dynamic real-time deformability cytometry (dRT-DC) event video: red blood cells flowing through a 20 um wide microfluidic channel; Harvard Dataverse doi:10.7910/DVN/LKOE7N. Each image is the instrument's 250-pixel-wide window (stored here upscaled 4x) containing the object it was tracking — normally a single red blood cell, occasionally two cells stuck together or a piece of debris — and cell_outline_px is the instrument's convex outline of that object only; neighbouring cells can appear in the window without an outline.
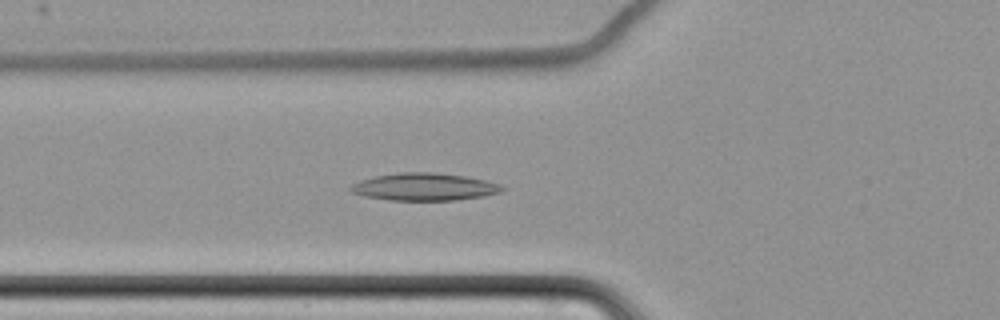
{"species": "common noctule bat (a hibernating species)", "species_latin": "Nyctalus noctula", "temperature_condition": "cold", "stored_images_in_passage": 64, "camera_frame_rate_fps": 3000, "um_per_image_px": 0.085, "animal": {"sex": "female", "body_mass_g": 22.7, "forearm_length_mm": 54.2}, "frame": {"image": 1, "passage_image": 27, "time_ms": 8.667, "image_size_px": [1000, 320], "cell_outline_px": [[508, 188], [500, 192], [484, 196], [456, 200], [388, 200], [364, 196], [348, 192], [348, 188], [352, 184], [360, 180], [376, 176], [400, 172], [432, 172], [464, 176], [488, 180], [500, 184]], "centroid_in_image_um": [36.07, 15.88], "position_along_channel_um": 89.7, "area_um2": 24.45}}
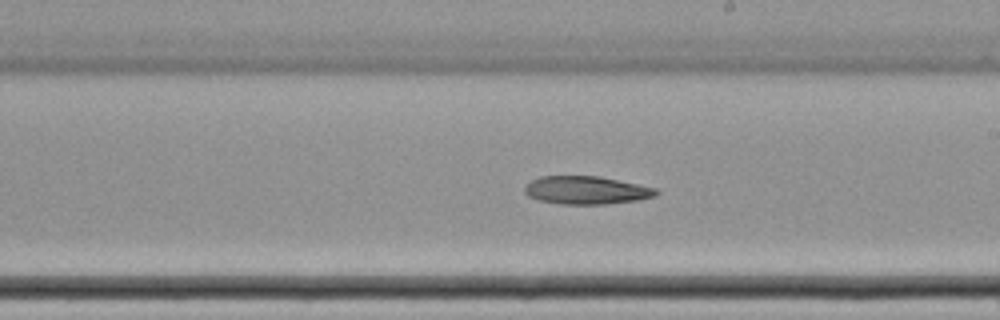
{"frame": {"image": 2, "passage_image": 40, "time_ms": 13.0, "image_size_px": [1000, 320], "cell_outline_px": [[660, 192], [656, 196], [636, 200], [604, 204], [560, 204], [536, 200], [528, 196], [524, 192], [524, 188], [532, 180], [540, 176], [600, 176], [656, 188]], "centroid_in_image_um": [49.82, 16.17], "position_along_channel_um": 239.2, "area_um2": 21.5}}
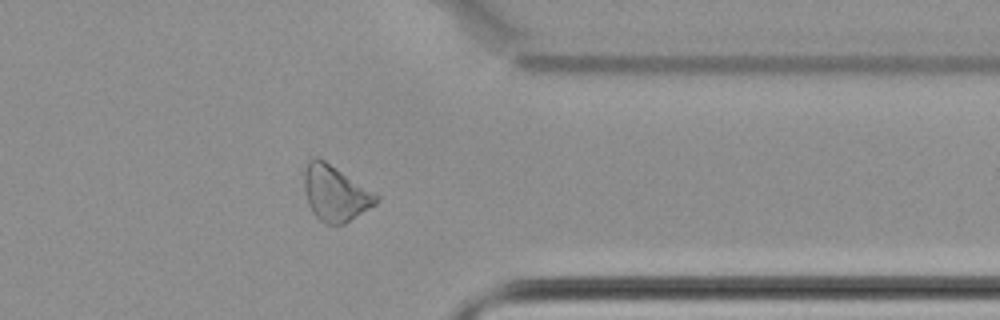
{"frame": {"image": 3, "passage_image": 53, "time_ms": 17.333, "image_size_px": [1000, 320], "cell_outline_px": [[380, 200], [376, 204], [344, 224], [324, 224], [312, 212], [308, 204], [304, 188], [304, 168], [308, 160], [312, 156], [316, 156], [324, 160], [380, 196]], "centroid_in_image_um": [28.47, 16.42], "position_along_channel_um": 382.9, "area_um2": 23.29}}